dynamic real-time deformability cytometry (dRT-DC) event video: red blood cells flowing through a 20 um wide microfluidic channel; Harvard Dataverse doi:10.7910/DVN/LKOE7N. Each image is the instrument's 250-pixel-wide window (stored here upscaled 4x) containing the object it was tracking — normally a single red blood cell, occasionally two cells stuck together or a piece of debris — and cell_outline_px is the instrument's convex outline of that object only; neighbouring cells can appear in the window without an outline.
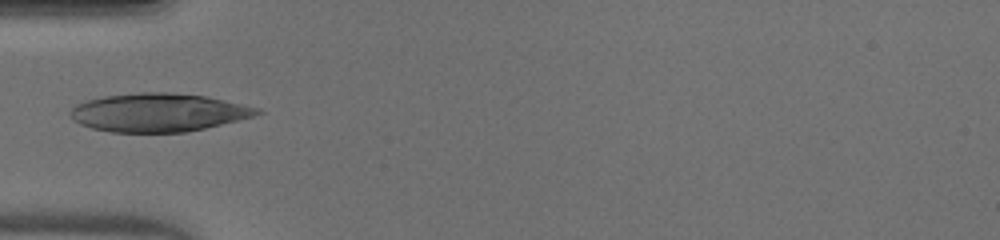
{"species": "human", "species_latin": "Homo sapiens", "temperature_condition": "warm", "stored_images_in_passage": 34, "camera_frame_rate_fps": 3000, "um_per_image_px": 0.085, "donor": {"sex": "male"}, "frame": {"image": 1, "passage_image": 1, "time_ms": 0.0, "image_size_px": [1000, 240], "cell_outline_px": [[264, 112], [252, 116], [188, 132], [112, 132], [92, 128], [80, 124], [72, 120], [68, 112], [76, 104], [88, 100], [104, 96], [140, 92], [172, 92], [204, 96], [260, 108]], "centroid_in_image_um": [13.41, 9.56], "position_along_channel_um": 71.6, "area_um2": 41.5}}
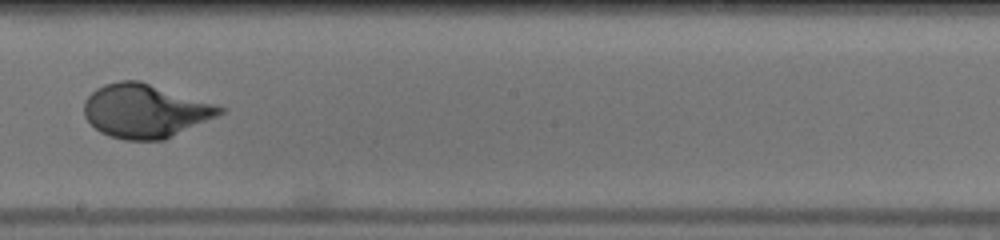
{"frame": {"image": 2, "passage_image": 13, "time_ms": 4.0, "image_size_px": [1000, 240], "cell_outline_px": [[224, 112], [216, 116], [164, 140], [124, 140], [108, 136], [100, 132], [84, 116], [84, 100], [96, 88], [104, 84], [120, 80], [140, 80], [224, 108]], "centroid_in_image_um": [12.27, 9.43], "position_along_channel_um": 235.9, "area_um2": 41.96}}
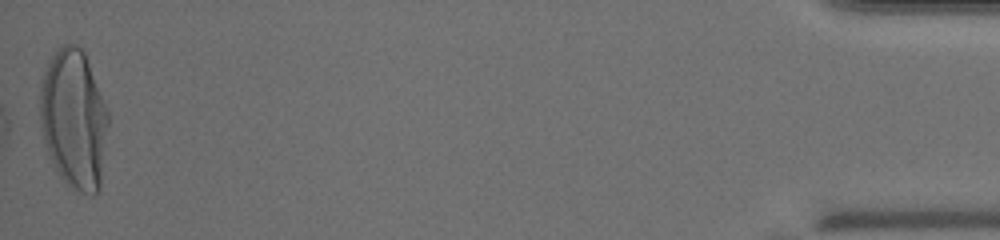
{"frame": {"image": 3, "passage_image": 34, "time_ms": 11.0, "image_size_px": [1000, 240], "cell_outline_px": [[108, 128], [100, 188], [92, 196], [80, 192], [64, 184], [48, 156], [44, 144], [40, 120], [40, 80], [52, 56], [64, 44], [76, 44], [84, 52], [108, 108]], "centroid_in_image_um": [6.28, 10.16], "position_along_channel_um": 428.9, "area_um2": 55.89}, "authors_computed_cell_mechanics": {"area_um2": 41.9917, "velocity_mm_per_s": 4.0995, "shape_relaxation_time_tau1_ms": 3.9737, "shape_relaxation_time_tau2_ms": null, "deformation_change_tau1": 0.2417, "deformation_change_tau2": null}}